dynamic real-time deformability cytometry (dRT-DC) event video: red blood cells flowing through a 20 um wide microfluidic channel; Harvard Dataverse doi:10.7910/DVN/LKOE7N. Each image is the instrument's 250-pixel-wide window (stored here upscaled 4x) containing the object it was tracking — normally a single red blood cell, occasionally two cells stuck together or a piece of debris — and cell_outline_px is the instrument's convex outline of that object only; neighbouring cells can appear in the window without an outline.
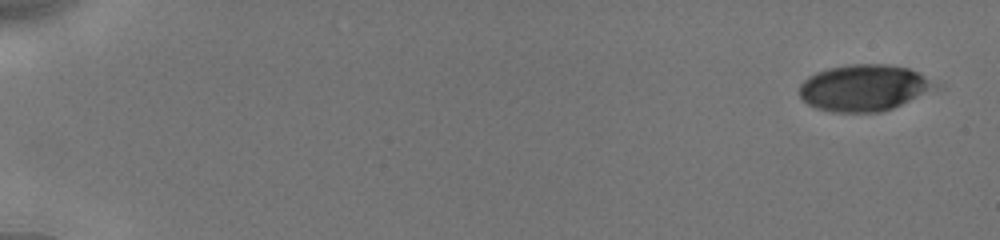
{"species": "human", "species_latin": "Homo sapiens", "temperature_condition": "cold", "stored_images_in_passage": 25, "camera_frame_rate_fps": 3000, "um_per_image_px": 0.085, "donor": {"sex": "male"}, "frame": {"image": 1, "passage_image": 1, "time_ms": 0.0, "image_size_px": [1000, 240], "cell_outline_px": [[944, 84], [940, 88], [892, 108], [880, 112], [832, 112], [816, 108], [808, 104], [800, 96], [800, 84], [808, 76], [816, 72], [828, 68], [848, 64], [888, 64], [908, 68]], "centroid_in_image_um": [73.5, 7.46], "position_along_channel_um": 11.5, "area_um2": 37.17}}
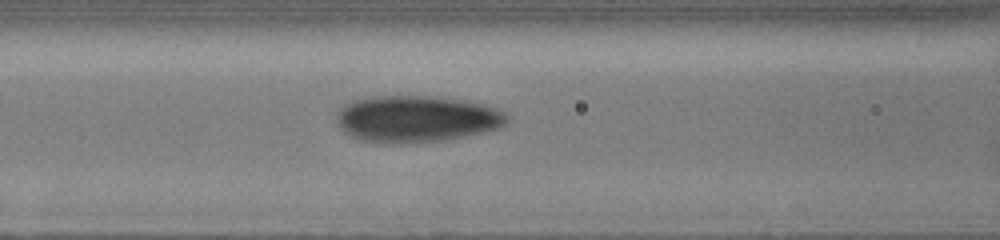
{"frame": {"image": 2, "passage_image": 18, "time_ms": 7.667, "image_size_px": [1000, 240], "cell_outline_px": [[508, 120], [500, 128], [484, 132], [464, 136], [440, 140], [360, 140], [344, 132], [340, 124], [340, 112], [344, 104], [352, 100], [368, 96], [432, 96], [464, 100], [484, 104], [496, 108], [504, 112], [508, 116]], "centroid_in_image_um": [35.48, 10.04], "position_along_channel_um": 131.1, "area_um2": 44.85}}
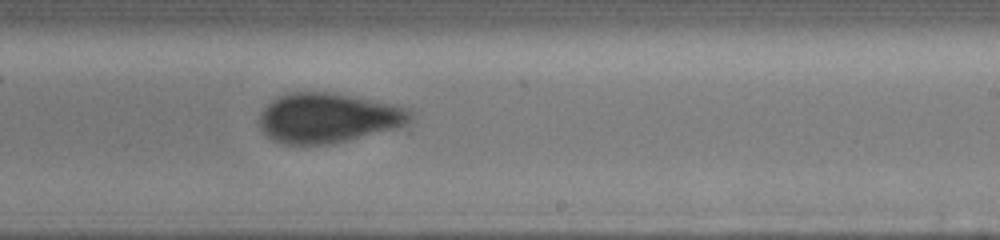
{"frame": {"image": 3, "passage_image": 25, "time_ms": 11.0, "image_size_px": [1000, 240], "cell_outline_px": [[412, 116], [408, 124], [396, 128], [328, 144], [284, 144], [272, 140], [260, 128], [260, 112], [276, 96], [292, 92], [332, 92], [392, 104], [408, 108], [412, 112]], "centroid_in_image_um": [27.86, 10.01], "position_along_channel_um": 261.1, "area_um2": 43.52}}